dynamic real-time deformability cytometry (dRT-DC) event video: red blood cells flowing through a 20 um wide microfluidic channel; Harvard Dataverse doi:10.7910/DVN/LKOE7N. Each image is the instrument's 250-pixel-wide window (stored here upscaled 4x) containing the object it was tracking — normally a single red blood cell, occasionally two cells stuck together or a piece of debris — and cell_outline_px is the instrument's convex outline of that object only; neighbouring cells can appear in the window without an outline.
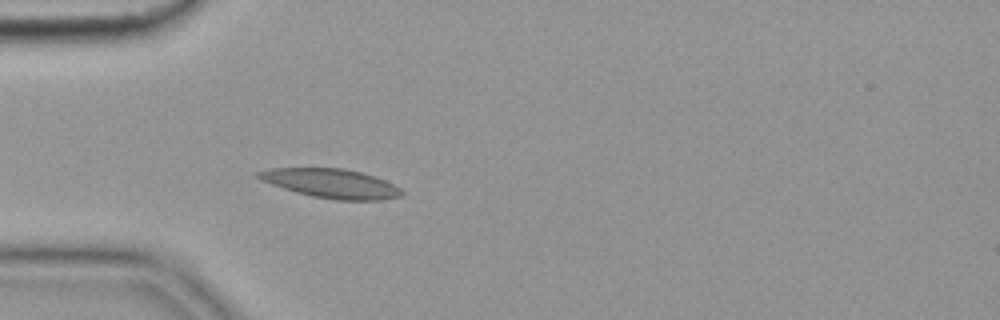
{"species": "common noctule bat (a hibernating species)", "species_latin": "Nyctalus noctula", "temperature_condition": "cold", "stored_images_in_passage": 36, "camera_frame_rate_fps": 3000, "um_per_image_px": 0.085, "animal": {"sex": "female", "body_mass_g": 19.9}, "frame": {"image": 1, "passage_image": 6, "time_ms": 1.667, "image_size_px": [1000, 320], "cell_outline_px": [[404, 192], [400, 196], [380, 200], [336, 200], [312, 196], [296, 192], [260, 180], [252, 176], [256, 172], [272, 168], [344, 168], [360, 172], [384, 180], [400, 188]], "centroid_in_image_um": [28.1, 15.59], "position_along_channel_um": 56.9, "area_um2": 24.22}, "authors_computed_cell_mechanics": {"area_um2": 21.9351, "velocity_mm_per_s": 3.5859, "shape_relaxation_time_tau1_ms": null, "shape_relaxation_time_tau2_ms": 5.596, "deformation_change_tau1": null, "deformation_change_tau2": 0.1108}}